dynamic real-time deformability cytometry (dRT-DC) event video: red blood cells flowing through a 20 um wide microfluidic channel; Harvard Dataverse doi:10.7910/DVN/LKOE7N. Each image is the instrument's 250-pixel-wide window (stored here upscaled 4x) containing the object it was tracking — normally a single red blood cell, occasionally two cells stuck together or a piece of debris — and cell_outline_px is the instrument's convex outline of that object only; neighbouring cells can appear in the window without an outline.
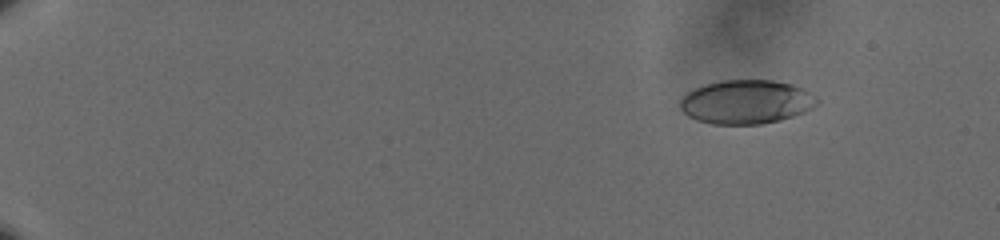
{"species": "human", "species_latin": "Homo sapiens", "temperature_condition": "cold", "stored_images_in_passage": 54, "camera_frame_rate_fps": 3000, "um_per_image_px": 0.085, "donor": {"sex": "male"}, "frame": {"image": 1, "passage_image": 2, "time_ms": 0.333, "image_size_px": [1000, 240], "cell_outline_px": [[820, 104], [804, 112], [780, 120], [760, 124], [712, 124], [696, 120], [688, 116], [680, 108], [680, 100], [692, 88], [704, 84], [720, 80], [772, 80], [792, 84], [816, 96], [820, 100]], "centroid_in_image_um": [63.43, 8.66], "position_along_channel_um": 21.6, "area_um2": 35.2}}
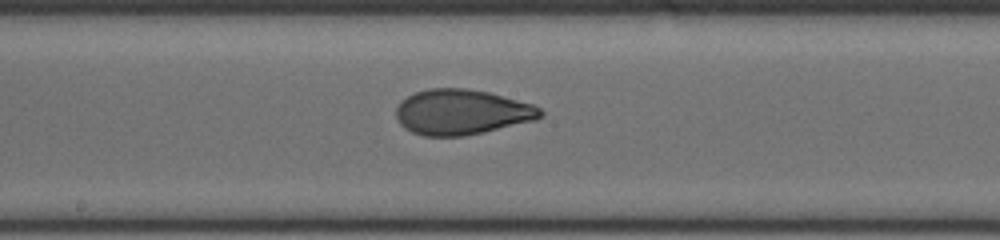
{"frame": {"image": 2, "passage_image": 30, "time_ms": 9.667, "image_size_px": [1000, 240], "cell_outline_px": [[544, 116], [536, 120], [484, 132], [464, 136], [424, 136], [412, 132], [404, 128], [400, 124], [396, 116], [396, 108], [400, 100], [416, 92], [428, 88], [468, 88], [488, 92], [532, 104], [540, 108], [544, 112]], "centroid_in_image_um": [39.24, 9.53], "position_along_channel_um": 209.0, "area_um2": 38.26}}
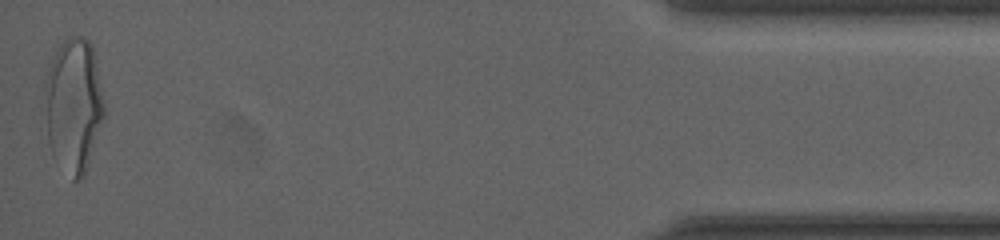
{"frame": {"image": 3, "passage_image": 54, "time_ms": 17.667, "image_size_px": [1000, 240], "cell_outline_px": [[104, 116], [84, 180], [72, 180], [52, 156], [48, 140], [44, 92], [44, 80], [48, 68], [60, 44], [68, 36], [84, 36], [88, 40], [92, 48], [104, 100]], "centroid_in_image_um": [6.25, 8.99], "position_along_channel_um": 429.0, "area_um2": 46.64}, "authors_computed_cell_mechanics": {"area_um2": 37.2521, "velocity_mm_per_s": 3.6109, "shape_relaxation_time_tau1_ms": 4.2024, "shape_relaxation_time_tau2_ms": 1.06, "deformation_change_tau1": 0.1778, "deformation_change_tau2": 0.0702}}